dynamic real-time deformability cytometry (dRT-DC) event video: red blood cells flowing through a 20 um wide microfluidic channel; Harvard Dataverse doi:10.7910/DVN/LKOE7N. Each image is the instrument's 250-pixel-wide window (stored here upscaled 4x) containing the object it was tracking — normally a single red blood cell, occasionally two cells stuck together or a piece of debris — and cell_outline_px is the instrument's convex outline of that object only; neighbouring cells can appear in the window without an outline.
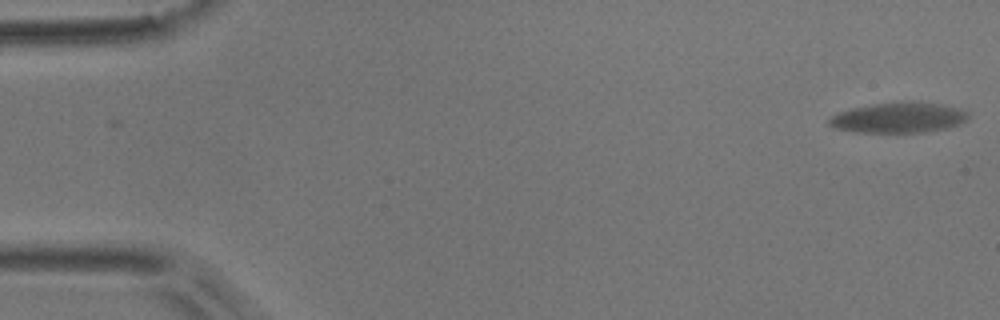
{"species": "common noctule bat (a hibernating species)", "species_latin": "Nyctalus noctula", "temperature_condition": "room temperature", "stored_images_in_passage": 2, "camera_frame_rate_fps": 3000, "um_per_image_px": 0.085, "animal": {"sex": "male", "body_mass_g": 17.9}, "frame": {"image": 1, "passage_image": 2, "time_ms": 0.333, "image_size_px": [1000, 320], "cell_outline_px": [[968, 120], [960, 124], [948, 128], [924, 132], [856, 132], [832, 128], [828, 124], [828, 120], [832, 116], [840, 112], [852, 108], [872, 104], [912, 100], [916, 100], [944, 104], [960, 108], [968, 112]], "centroid_in_image_um": [76.43, 9.98], "position_along_channel_um": 8.6, "area_um2": 25.09}}